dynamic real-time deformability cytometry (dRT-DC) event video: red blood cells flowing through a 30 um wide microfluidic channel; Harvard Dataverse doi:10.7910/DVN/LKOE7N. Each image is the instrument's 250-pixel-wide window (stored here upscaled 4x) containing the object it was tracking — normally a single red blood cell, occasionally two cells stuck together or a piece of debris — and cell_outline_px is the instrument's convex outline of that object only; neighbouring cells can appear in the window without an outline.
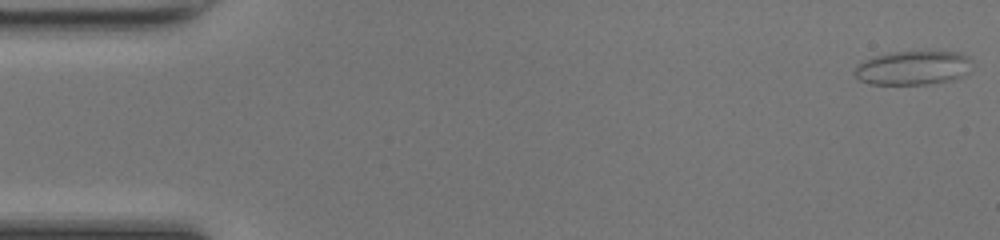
{"species": "common noctule bat (a hibernating species)", "species_latin": "Nyctalus noctula", "temperature_condition": "room temperature", "stored_images_in_passage": 48, "camera_frame_rate_fps": 3000, "um_per_image_px": 0.085, "animal": {"sex": "female", "body_mass_g": 17.0, "forearm_length_mm": 48.0}, "frame": {"image": 1, "passage_image": 1, "time_ms": 0.0, "image_size_px": [1000, 240], "cell_outline_px": [[972, 72], [956, 80], [928, 84], [868, 84], [856, 80], [852, 72], [856, 64], [864, 60], [876, 56], [892, 52], [960, 52], [968, 56], [972, 60]], "centroid_in_image_um": [77.62, 5.79], "position_along_channel_um": 7.4, "area_um2": 23.93}}
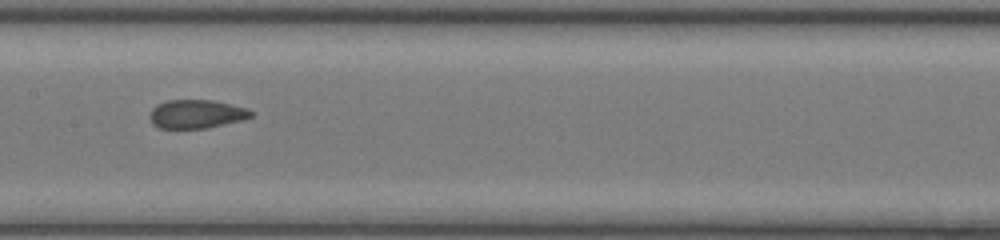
{"frame": {"image": 2, "passage_image": 24, "time_ms": 7.667, "image_size_px": [1000, 240], "cell_outline_px": [[252, 116], [240, 120], [208, 128], [160, 128], [152, 124], [148, 116], [152, 108], [156, 104], [168, 100], [212, 100], [248, 108], [252, 112]], "centroid_in_image_um": [16.65, 9.69], "position_along_channel_um": 190.8, "area_um2": 16.88}}
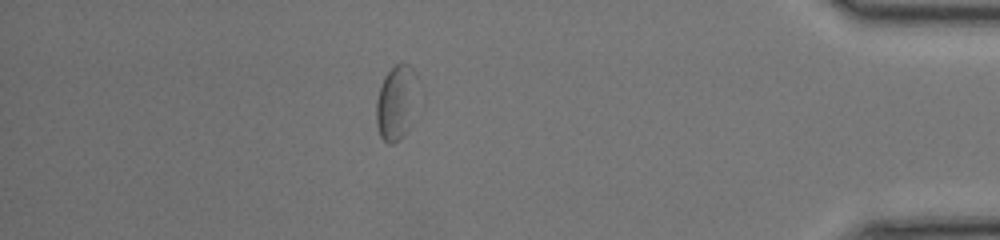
{"frame": {"image": 3, "passage_image": 42, "time_ms": 13.667, "image_size_px": [1000, 240], "cell_outline_px": [[424, 104], [408, 128], [392, 144], [388, 144], [380, 136], [376, 124], [376, 100], [384, 76], [396, 64], [408, 64], [412, 68], [416, 76], [424, 96]], "centroid_in_image_um": [33.82, 8.7], "position_along_channel_um": 401.4, "area_um2": 19.48}, "authors_computed_cell_mechanics": {"area_um2": 17.6868, "velocity_mm_per_s": 4.2901, "shape_relaxation_time_tau1_ms": null, "shape_relaxation_time_tau2_ms": 1.0569, "deformation_change_tau1": null, "deformation_change_tau2": 0.0678}}